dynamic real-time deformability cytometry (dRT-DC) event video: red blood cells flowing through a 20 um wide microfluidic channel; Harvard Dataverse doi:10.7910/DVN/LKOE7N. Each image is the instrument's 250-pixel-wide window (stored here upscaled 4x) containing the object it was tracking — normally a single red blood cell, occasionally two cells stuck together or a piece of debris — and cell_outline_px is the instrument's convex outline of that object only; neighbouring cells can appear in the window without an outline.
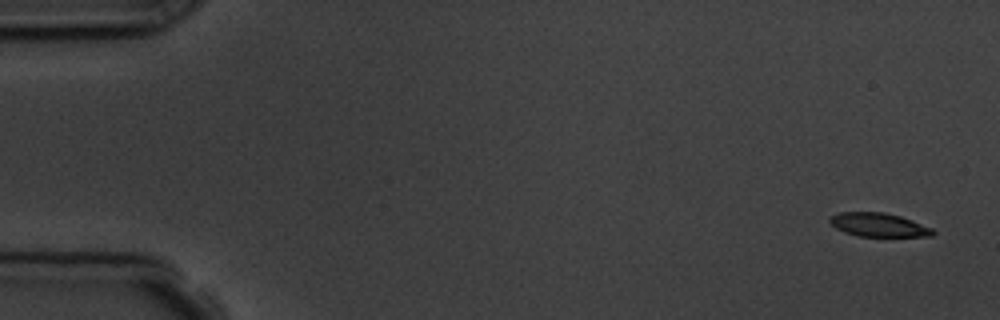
{"species": "common noctule bat (a hibernating species)", "species_latin": "Nyctalus noctula", "temperature_condition": "room temperature", "stored_images_in_passage": 5, "camera_frame_rate_fps": 3000, "um_per_image_px": 0.085, "animal": {"sex": "male", "body_mass_g": 19.5, "forearm_length_mm": 54.6}, "frame": {"image": 1, "passage_image": 1, "time_ms": 0.0, "image_size_px": [1000, 320], "cell_outline_px": [[936, 232], [932, 236], [860, 236], [844, 232], [836, 228], [828, 220], [832, 216], [840, 212], [884, 212], [900, 216], [912, 220], [932, 228]], "centroid_in_image_um": [74.7, 19.11], "position_along_channel_um": 10.3, "area_um2": 14.1}}
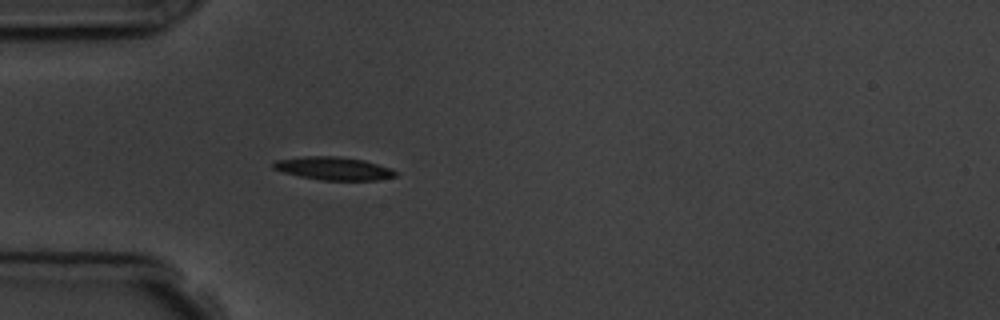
{"frame": {"image": 2, "passage_image": 5, "time_ms": 4.667, "image_size_px": [1000, 320], "cell_outline_px": [[400, 172], [396, 176], [376, 180], [320, 180], [300, 176], [284, 172], [272, 168], [272, 164], [276, 160], [304, 156], [336, 156], [364, 160], [392, 168]], "centroid_in_image_um": [28.39, 14.31], "position_along_channel_um": 56.6, "area_um2": 16.47}}